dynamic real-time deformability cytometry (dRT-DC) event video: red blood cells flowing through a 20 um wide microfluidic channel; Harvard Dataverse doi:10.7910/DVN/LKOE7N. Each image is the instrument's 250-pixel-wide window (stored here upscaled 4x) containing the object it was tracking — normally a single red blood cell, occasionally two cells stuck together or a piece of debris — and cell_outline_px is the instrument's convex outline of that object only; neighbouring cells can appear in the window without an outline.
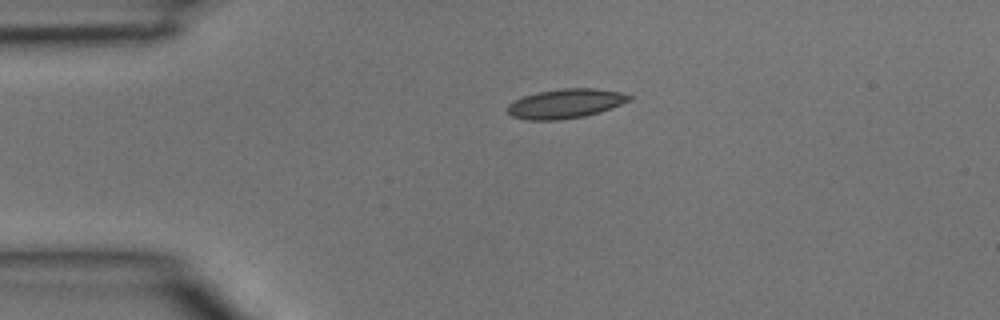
{"species": "common noctule bat (a hibernating species)", "species_latin": "Nyctalus noctula", "temperature_condition": "room temperature", "stored_images_in_passage": 2, "camera_frame_rate_fps": 3000, "um_per_image_px": 0.085, "animal": {"sex": "male", "body_mass_g": 15.6}, "frame": {"image": 1, "passage_image": 1, "time_ms": 0.0, "image_size_px": [1000, 320], "cell_outline_px": [[632, 100], [600, 112], [584, 116], [560, 120], [528, 120], [512, 116], [508, 112], [508, 104], [524, 96], [536, 92], [564, 88], [596, 88], [620, 92], [632, 96]], "centroid_in_image_um": [48.09, 8.8], "position_along_channel_um": 36.9, "area_um2": 20.81}}